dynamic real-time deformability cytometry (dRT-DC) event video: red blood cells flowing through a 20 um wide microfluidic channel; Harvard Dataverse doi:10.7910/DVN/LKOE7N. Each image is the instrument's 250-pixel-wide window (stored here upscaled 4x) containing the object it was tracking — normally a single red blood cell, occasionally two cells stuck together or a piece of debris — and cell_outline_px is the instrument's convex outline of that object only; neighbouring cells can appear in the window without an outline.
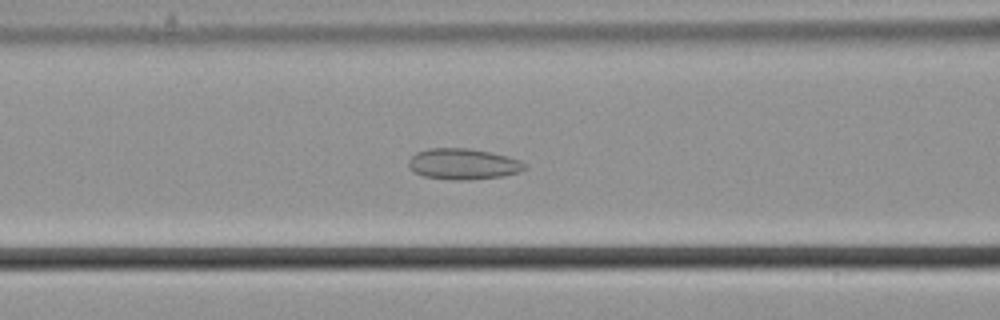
{"species": "common noctule bat (a hibernating species)", "species_latin": "Nyctalus noctula", "temperature_condition": "cold", "stored_images_in_passage": 56, "camera_frame_rate_fps": 3000, "um_per_image_px": 0.085, "animal": {"sex": "male", "body_mass_g": 21.5, "forearm_length_mm": 52.0}, "frame": {"image": 1, "passage_image": 23, "time_ms": 7.333, "image_size_px": [1000, 320], "cell_outline_px": [[528, 168], [520, 172], [504, 176], [468, 180], [452, 180], [424, 176], [416, 172], [408, 164], [408, 160], [416, 152], [428, 148], [468, 148], [492, 152], [508, 156], [520, 160], [528, 164]], "centroid_in_image_um": [39.44, 13.93], "position_along_channel_um": 127.2, "area_um2": 21.15}}
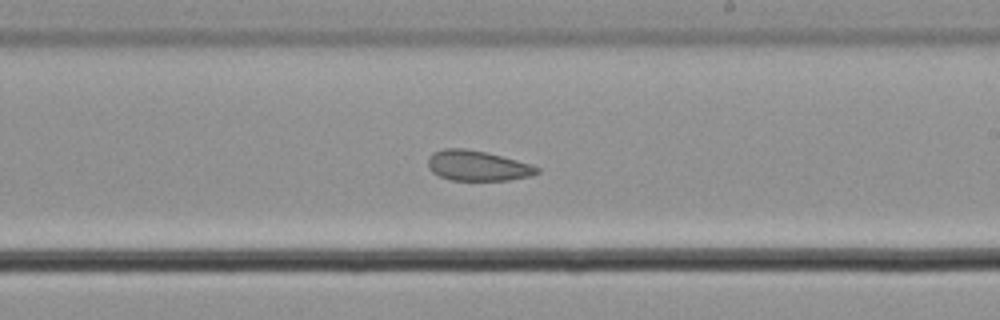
{"frame": {"image": 2, "passage_image": 33, "time_ms": 10.667, "image_size_px": [1000, 320], "cell_outline_px": [[540, 172], [532, 176], [508, 180], [452, 180], [440, 176], [432, 172], [428, 168], [428, 156], [432, 152], [444, 148], [464, 148], [484, 152], [532, 164], [540, 168]], "centroid_in_image_um": [40.58, 14.08], "position_along_channel_um": 248.4, "area_um2": 19.25}}
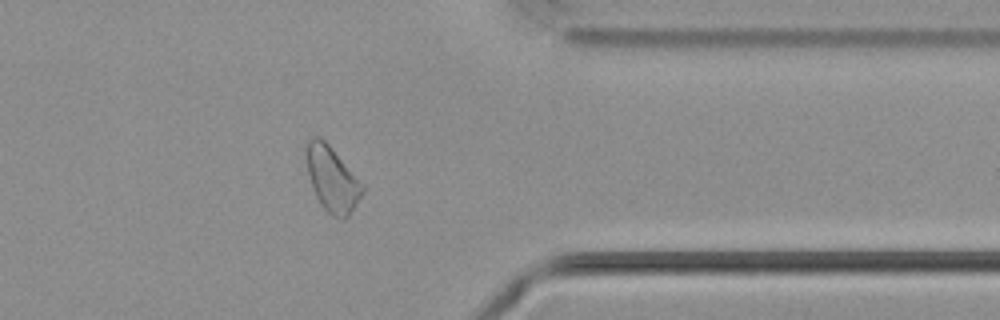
{"frame": {"image": 3, "passage_image": 45, "time_ms": 14.667, "image_size_px": [1000, 320], "cell_outline_px": [[364, 192], [348, 216], [344, 220], [332, 216], [320, 204], [316, 196], [308, 172], [304, 152], [304, 148], [308, 140], [312, 136], [320, 136], [332, 148], [364, 184]], "centroid_in_image_um": [28.22, 15.19], "position_along_channel_um": 383.2, "area_um2": 21.39}, "authors_computed_cell_mechanics": {"area_um2": 22.3686, "velocity_mm_per_s": 3.6409, "shape_relaxation_time_tau1_ms": 3.7742, "shape_relaxation_time_tau2_ms": 2.7183, "deformation_change_tau1": 0.0442, "deformation_change_tau2": 0.0827}}